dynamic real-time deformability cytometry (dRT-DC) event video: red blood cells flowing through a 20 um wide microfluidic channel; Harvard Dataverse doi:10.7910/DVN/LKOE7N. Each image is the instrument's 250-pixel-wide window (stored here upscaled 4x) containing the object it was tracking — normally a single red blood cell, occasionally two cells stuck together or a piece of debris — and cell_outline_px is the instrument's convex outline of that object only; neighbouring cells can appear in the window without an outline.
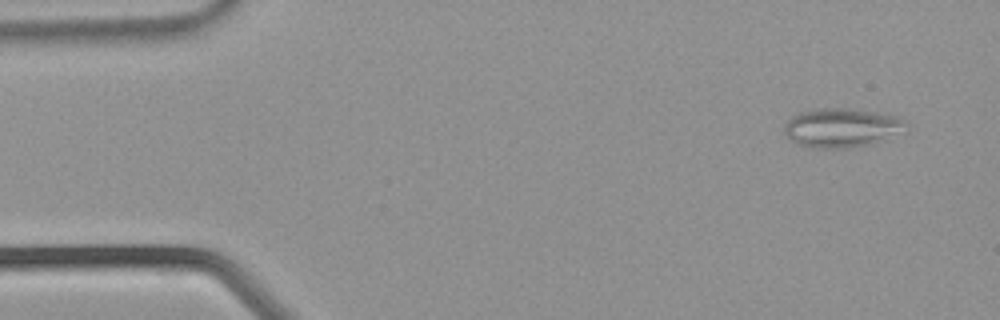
{"species": "common noctule bat (a hibernating species)", "species_latin": "Nyctalus noctula", "temperature_condition": "warm", "stored_images_in_passage": 35, "camera_frame_rate_fps": 3000, "um_per_image_px": 0.085, "animal": {"sex": "male", "body_mass_g": 21.5, "forearm_length_mm": 52.0}, "frame": {"image": 1, "passage_image": 1, "time_ms": 0.0, "image_size_px": [1000, 320], "cell_outline_px": [[908, 132], [888, 140], [872, 144], [848, 148], [820, 148], [800, 144], [792, 140], [784, 132], [784, 124], [792, 116], [800, 112], [824, 108], [844, 108], [872, 112], [896, 116], [908, 124]], "centroid_in_image_um": [71.64, 10.88], "position_along_channel_um": 13.4, "area_um2": 27.86}}
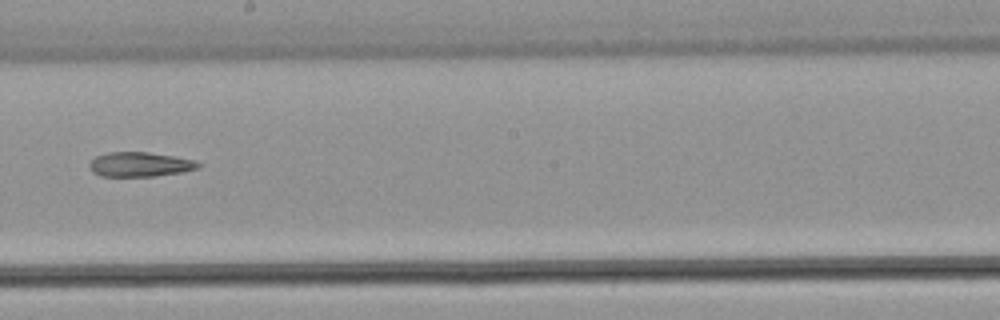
{"frame": {"image": 2, "passage_image": 19, "time_ms": 6.0, "image_size_px": [1000, 320], "cell_outline_px": [[200, 168], [180, 172], [156, 176], [100, 176], [92, 172], [88, 168], [88, 164], [96, 156], [108, 152], [148, 152], [196, 160], [200, 164]], "centroid_in_image_um": [11.86, 13.97], "position_along_channel_um": 236.3, "area_um2": 15.61}}
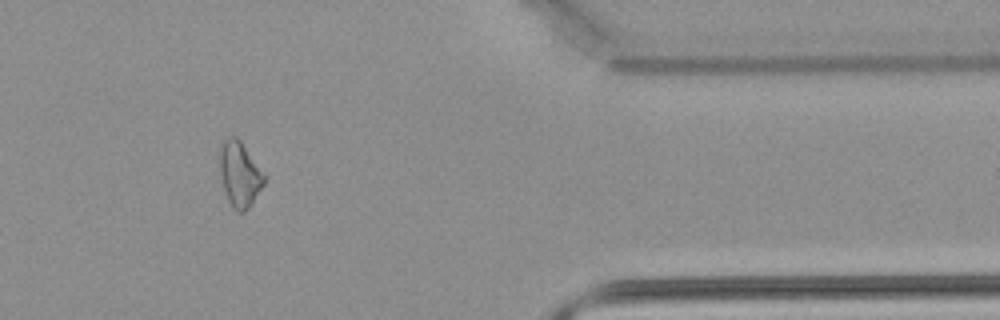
{"frame": {"image": 3, "passage_image": 29, "time_ms": 9.333, "image_size_px": [1000, 320], "cell_outline_px": [[264, 184], [248, 208], [244, 212], [236, 212], [232, 208], [228, 200], [224, 188], [220, 172], [220, 144], [228, 136], [236, 136], [240, 140], [264, 176]], "centroid_in_image_um": [20.33, 14.81], "position_along_channel_um": 391.1, "area_um2": 16.42}}